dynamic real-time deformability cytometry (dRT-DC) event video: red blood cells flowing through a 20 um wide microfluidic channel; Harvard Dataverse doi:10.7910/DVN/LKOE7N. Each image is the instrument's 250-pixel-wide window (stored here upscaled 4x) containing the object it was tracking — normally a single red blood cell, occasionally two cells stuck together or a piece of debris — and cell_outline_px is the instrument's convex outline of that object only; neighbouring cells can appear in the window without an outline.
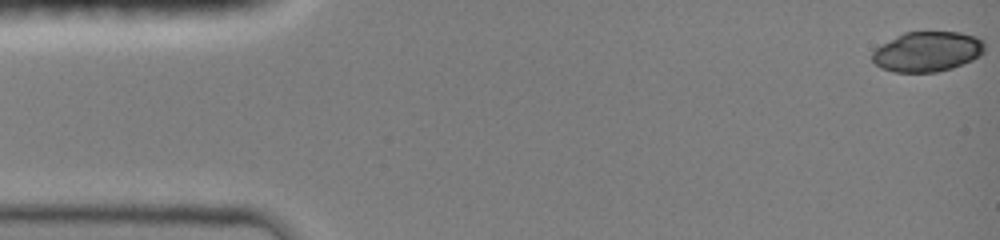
{"species": "common noctule bat (a hibernating species)", "species_latin": "Nyctalus noctula", "temperature_condition": "room temperature", "stored_images_in_passage": 47, "camera_frame_rate_fps": 3000, "um_per_image_px": 0.085, "animal": {"sex": "female", "body_mass_g": 19.0, "forearm_length_mm": 51.5}, "frame": {"image": 1, "passage_image": 1, "time_ms": 0.0, "image_size_px": [1000, 240], "cell_outline_px": [[984, 52], [980, 56], [972, 60], [952, 68], [936, 72], [896, 72], [880, 68], [872, 60], [872, 52], [876, 48], [904, 32], [960, 32], [976, 36], [984, 40]], "centroid_in_image_um": [78.85, 4.39], "position_along_channel_um": 6.2, "area_um2": 26.24}}
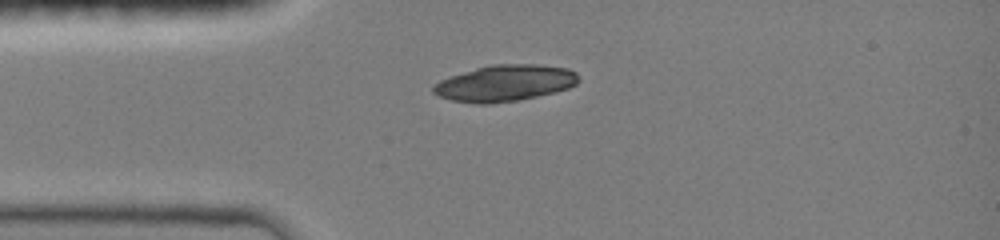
{"frame": {"image": 2, "passage_image": 12, "time_ms": 3.667, "image_size_px": [1000, 240], "cell_outline_px": [[580, 80], [576, 84], [568, 88], [536, 96], [516, 100], [488, 104], [476, 104], [452, 100], [440, 96], [432, 92], [432, 88], [440, 80], [476, 68], [492, 64], [536, 64], [568, 68], [576, 72], [580, 76]], "centroid_in_image_um": [42.94, 7.06], "position_along_channel_um": 42.1, "area_um2": 30.52}}